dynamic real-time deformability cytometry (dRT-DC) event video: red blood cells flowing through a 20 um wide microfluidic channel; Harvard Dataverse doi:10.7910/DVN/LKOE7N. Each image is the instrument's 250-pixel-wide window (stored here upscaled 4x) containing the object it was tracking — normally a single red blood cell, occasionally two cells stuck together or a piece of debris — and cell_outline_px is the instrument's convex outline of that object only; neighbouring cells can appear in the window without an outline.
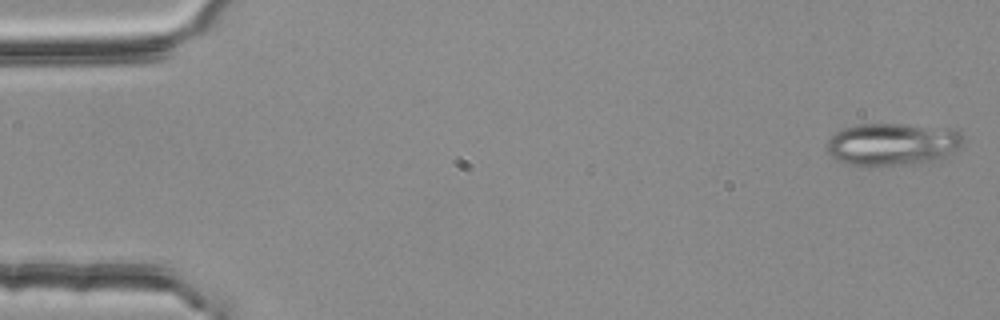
{"species": "common noctule bat (a hibernating species)", "species_latin": "Nyctalus noctula", "temperature_condition": "room temperature", "stored_images_in_passage": 11, "camera_frame_rate_fps": 3000, "um_per_image_px": 0.085, "animal": {"sex": "female", "body_mass_g": 25.1}, "frame": {"image": 1, "passage_image": 1, "time_ms": 0.0, "image_size_px": [1000, 320], "cell_outline_px": [[964, 140], [948, 160], [924, 164], [848, 164], [836, 160], [828, 152], [824, 144], [840, 128], [856, 124], [904, 124], [956, 128], [964, 136]], "centroid_in_image_um": [75.96, 12.25], "position_along_channel_um": 9.0, "area_um2": 34.56}}